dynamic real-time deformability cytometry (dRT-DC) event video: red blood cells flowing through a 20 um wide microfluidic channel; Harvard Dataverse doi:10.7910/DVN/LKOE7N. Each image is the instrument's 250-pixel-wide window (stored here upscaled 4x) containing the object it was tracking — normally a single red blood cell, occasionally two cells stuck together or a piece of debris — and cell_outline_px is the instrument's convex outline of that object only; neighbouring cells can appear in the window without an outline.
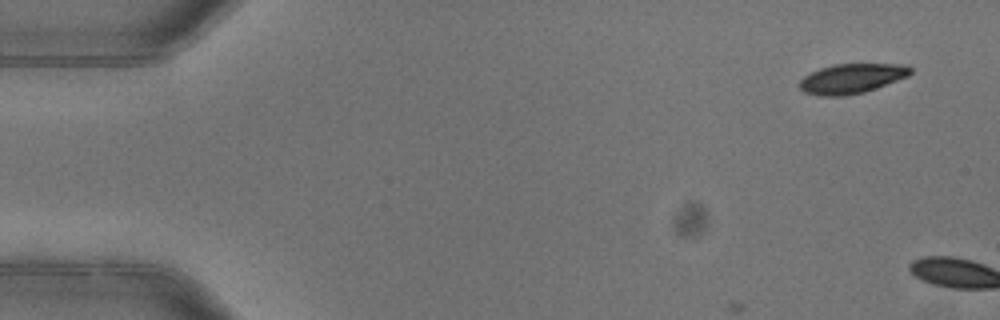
{"species": "common noctule bat (a hibernating species)", "species_latin": "Nyctalus noctula", "temperature_condition": "warm", "stored_images_in_passage": 4, "camera_frame_rate_fps": 3000, "um_per_image_px": 0.085, "animal": {"sex": "female"}, "frame": {"image": 1, "passage_image": 1, "time_ms": 0.0, "image_size_px": [1000, 320], "cell_outline_px": [[912, 72], [908, 76], [876, 88], [864, 92], [844, 96], [820, 96], [804, 92], [800, 88], [800, 80], [804, 76], [820, 68], [832, 64], [908, 64], [912, 68]], "centroid_in_image_um": [72.41, 6.67], "position_along_channel_um": 12.6, "area_um2": 19.25}}